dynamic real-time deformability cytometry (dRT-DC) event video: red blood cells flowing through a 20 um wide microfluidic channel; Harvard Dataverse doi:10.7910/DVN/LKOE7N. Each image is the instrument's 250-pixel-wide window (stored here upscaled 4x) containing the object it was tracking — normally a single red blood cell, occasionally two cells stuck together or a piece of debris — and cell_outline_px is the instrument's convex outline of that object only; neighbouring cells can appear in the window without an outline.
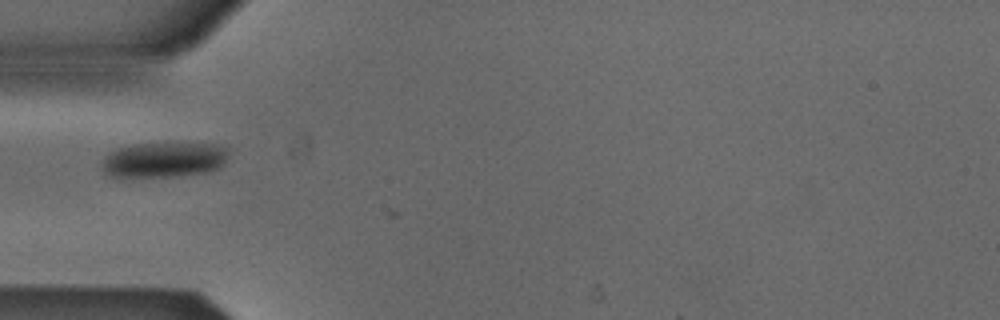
{"species": "Egyptian fruit bat (a non-hibernating species)", "species_latin": "Rousettus aegyptiacus", "temperature_condition": "cold", "stored_images_in_passage": 3, "camera_frame_rate_fps": 3000, "um_per_image_px": 0.085, "animal": {"sex": "male"}, "frame": {"image": 1, "passage_image": 2, "time_ms": 0.333, "image_size_px": [1000, 320], "cell_outline_px": [[228, 156], [224, 164], [220, 168], [204, 172], [172, 176], [120, 180], [108, 176], [100, 168], [100, 164], [104, 156], [108, 152], [116, 148], [136, 144], [220, 144], [228, 148]], "centroid_in_image_um": [13.82, 13.62], "position_along_channel_um": 71.2, "area_um2": 26.88}}